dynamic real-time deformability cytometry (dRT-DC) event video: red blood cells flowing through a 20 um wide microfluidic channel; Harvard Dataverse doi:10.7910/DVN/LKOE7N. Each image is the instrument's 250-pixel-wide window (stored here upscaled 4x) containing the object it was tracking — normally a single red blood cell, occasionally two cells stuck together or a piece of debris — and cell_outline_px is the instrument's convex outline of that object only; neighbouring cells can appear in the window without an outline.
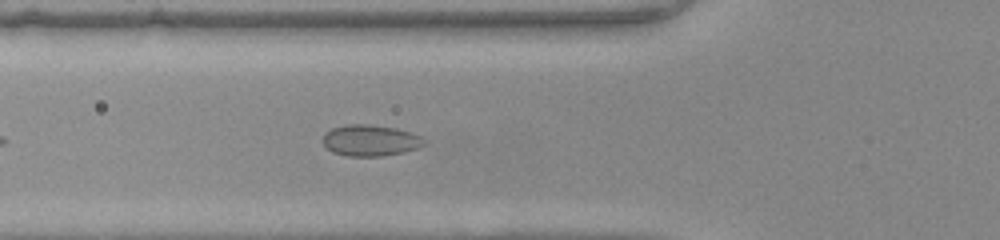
{"species": "common noctule bat (a hibernating species)", "species_latin": "Nyctalus noctula", "temperature_condition": "warm", "stored_images_in_passage": 36, "camera_frame_rate_fps": 3000, "um_per_image_px": 0.085, "animal": {"sex": "female", "body_mass_g": 22.0, "forearm_length_mm": 56.7}, "frame": {"image": 1, "passage_image": 8, "time_ms": 2.333, "image_size_px": [1000, 240], "cell_outline_px": [[424, 144], [416, 148], [404, 152], [380, 156], [348, 156], [332, 152], [320, 140], [324, 132], [332, 128], [348, 124], [368, 124], [396, 128], [412, 132], [420, 136], [424, 140]], "centroid_in_image_um": [31.43, 11.93], "position_along_channel_um": 94.4, "area_um2": 18.5}}
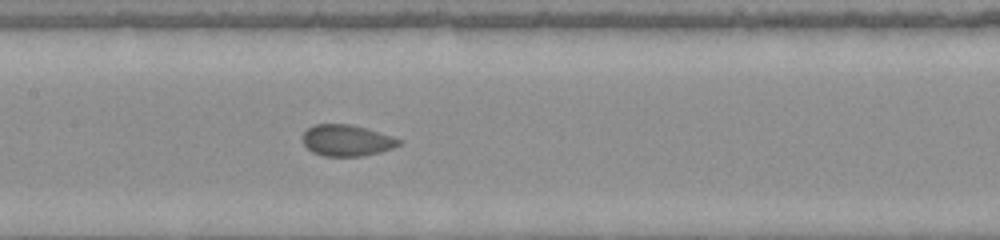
{"frame": {"image": 2, "passage_image": 14, "time_ms": 4.333, "image_size_px": [1000, 240], "cell_outline_px": [[404, 140], [400, 144], [392, 148], [380, 152], [364, 156], [324, 156], [312, 152], [304, 144], [304, 132], [308, 128], [316, 124], [352, 124], [392, 136]], "centroid_in_image_um": [29.5, 11.94], "position_along_channel_um": 177.9, "area_um2": 17.51}}
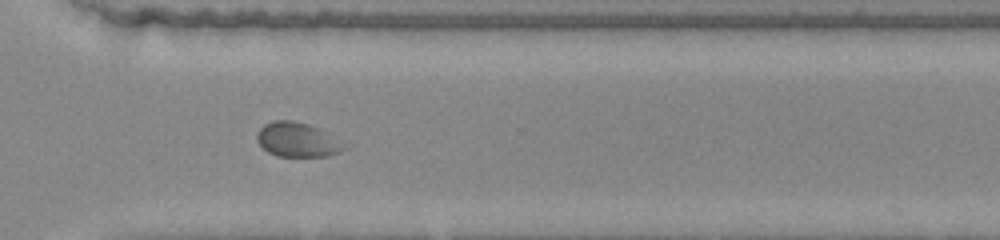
{"frame": {"image": 3, "passage_image": 26, "time_ms": 8.333, "image_size_px": [1000, 240], "cell_outline_px": [[352, 144], [348, 148], [340, 152], [328, 156], [276, 156], [268, 152], [256, 140], [256, 136], [260, 128], [264, 124], [272, 120], [292, 120], [308, 124]], "centroid_in_image_um": [25.35, 11.88], "position_along_channel_um": 345.2, "area_um2": 17.86}}